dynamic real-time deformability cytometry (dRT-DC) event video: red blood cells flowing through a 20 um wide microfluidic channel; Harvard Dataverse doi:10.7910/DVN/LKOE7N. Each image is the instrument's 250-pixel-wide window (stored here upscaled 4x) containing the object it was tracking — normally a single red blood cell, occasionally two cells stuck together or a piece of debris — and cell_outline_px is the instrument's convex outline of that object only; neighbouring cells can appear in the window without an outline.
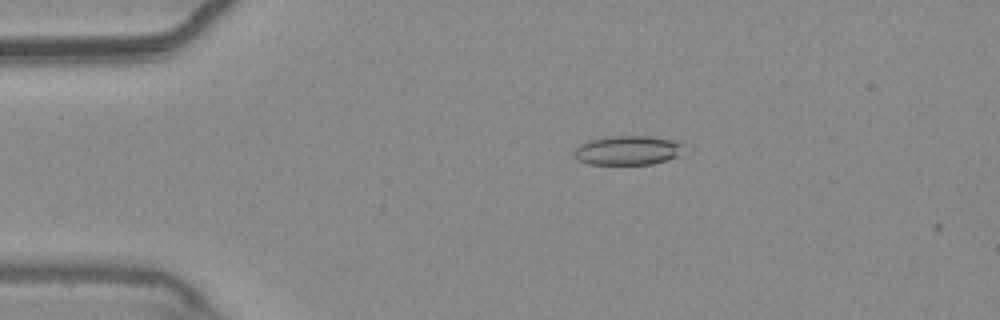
{"species": "common noctule bat (a hibernating species)", "species_latin": "Nyctalus noctula", "temperature_condition": "warm", "stored_images_in_passage": 2, "camera_frame_rate_fps": 3000, "um_per_image_px": 0.085, "animal": {"sex": "male", "body_mass_g": 20.4}, "frame": {"image": 1, "passage_image": 1, "time_ms": 0.0, "image_size_px": [1000, 320], "cell_outline_px": [[684, 144], [676, 156], [668, 160], [652, 164], [588, 164], [572, 156], [572, 152], [580, 144], [588, 140], [612, 136], [648, 136], [672, 140]], "centroid_in_image_um": [53.3, 12.78], "position_along_channel_um": 31.7, "area_um2": 18.55}}